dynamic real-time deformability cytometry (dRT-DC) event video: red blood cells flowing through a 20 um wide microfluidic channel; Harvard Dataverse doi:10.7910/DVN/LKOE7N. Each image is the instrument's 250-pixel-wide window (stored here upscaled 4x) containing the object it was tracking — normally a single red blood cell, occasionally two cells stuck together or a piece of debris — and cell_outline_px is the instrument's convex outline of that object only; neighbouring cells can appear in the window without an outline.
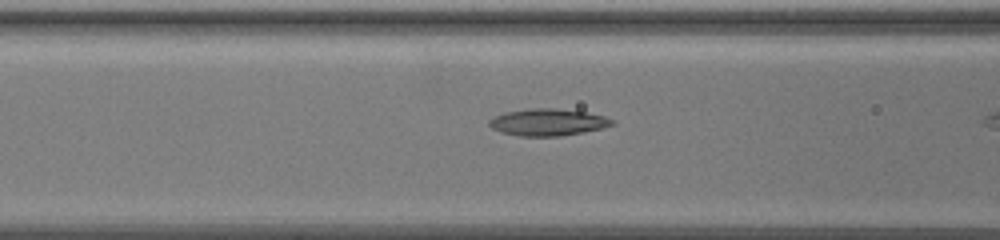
{"species": "common noctule bat (a hibernating species)", "species_latin": "Nyctalus noctula", "temperature_condition": "warm", "stored_images_in_passage": 38, "camera_frame_rate_fps": 3000, "um_per_image_px": 0.085, "animal": {"sex": "female", "body_mass_g": 19.5, "forearm_length_mm": 54.1}, "frame": {"image": 1, "passage_image": 15, "time_ms": 4.667, "image_size_px": [1000, 240], "cell_outline_px": [[616, 124], [584, 132], [560, 136], [520, 136], [500, 132], [492, 128], [488, 124], [488, 120], [504, 112], [528, 108], [556, 108], [584, 112], [604, 116], [612, 120]], "centroid_in_image_um": [46.53, 10.39], "position_along_channel_um": 120.1, "area_um2": 19.25}}
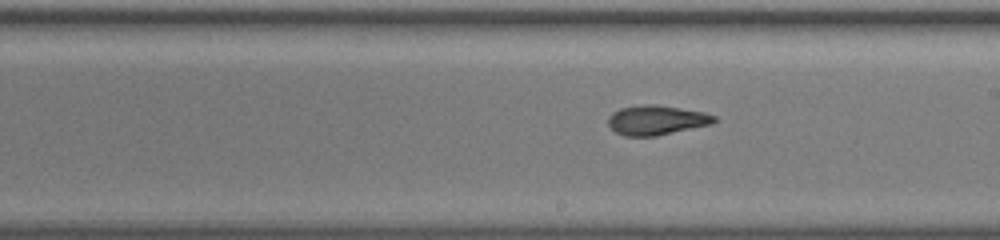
{"frame": {"image": 2, "passage_image": 25, "time_ms": 8.0, "image_size_px": [1000, 240], "cell_outline_px": [[716, 120], [712, 124], [656, 136], [624, 136], [616, 132], [608, 124], [608, 116], [612, 112], [620, 108], [644, 104], [656, 104], [704, 112], [716, 116]], "centroid_in_image_um": [55.79, 10.2], "position_along_channel_um": 233.2, "area_um2": 18.32}}
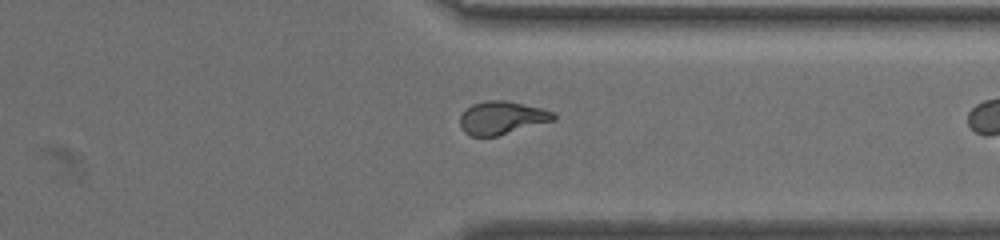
{"frame": {"image": 3, "passage_image": 37, "time_ms": 12.0, "image_size_px": [1000, 240], "cell_outline_px": [[556, 120], [496, 136], [472, 136], [464, 132], [460, 128], [460, 116], [472, 104], [484, 100], [504, 100], [544, 108], [556, 112]], "centroid_in_image_um": [42.69, 10.0], "position_along_channel_um": 368.7, "area_um2": 18.15}}